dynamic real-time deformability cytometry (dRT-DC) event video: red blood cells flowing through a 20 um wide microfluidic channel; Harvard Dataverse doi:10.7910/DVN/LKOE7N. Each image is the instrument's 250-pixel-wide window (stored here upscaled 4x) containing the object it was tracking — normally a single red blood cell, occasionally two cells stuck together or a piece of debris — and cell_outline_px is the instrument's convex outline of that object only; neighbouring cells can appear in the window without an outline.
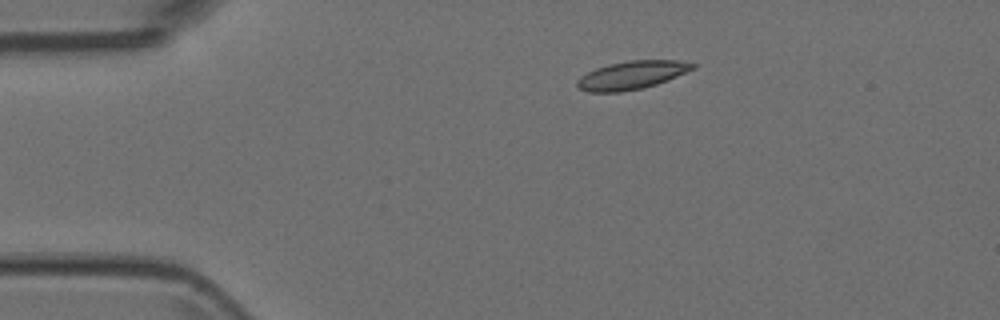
{"species": "Egyptian fruit bat (a non-hibernating species)", "species_latin": "Rousettus aegyptiacus", "temperature_condition": "room temperature", "stored_images_in_passage": 7, "camera_frame_rate_fps": 3000, "um_per_image_px": 0.085, "animal": {"sex": "female"}, "frame": {"image": 1, "passage_image": 2, "time_ms": 0.333, "image_size_px": [1000, 320], "cell_outline_px": [[696, 68], [656, 84], [644, 88], [620, 92], [588, 92], [580, 88], [576, 84], [576, 80], [580, 76], [596, 68], [608, 64], [632, 60], [680, 60], [696, 64]], "centroid_in_image_um": [53.7, 6.38], "position_along_channel_um": 31.3, "area_um2": 18.96}}
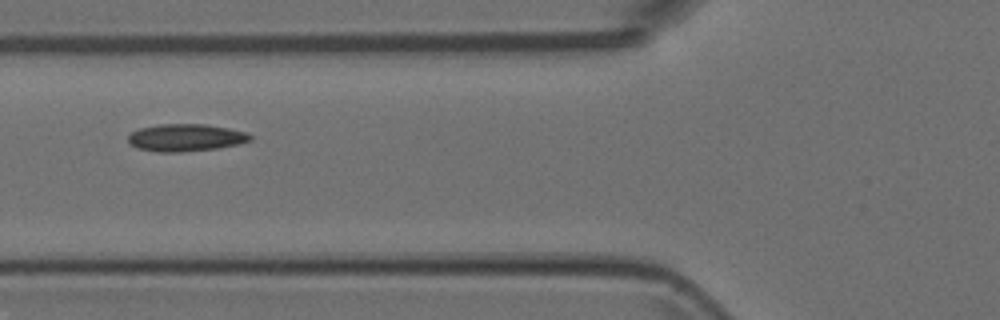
{"frame": {"image": 2, "passage_image": 5, "time_ms": 1.333, "image_size_px": [1000, 320], "cell_outline_px": [[252, 140], [240, 144], [216, 148], [180, 152], [156, 152], [136, 148], [128, 144], [128, 136], [132, 132], [140, 128], [160, 124], [208, 124], [228, 128], [244, 132], [252, 136]], "centroid_in_image_um": [15.76, 11.7], "position_along_channel_um": 110.0, "area_um2": 19.54}}
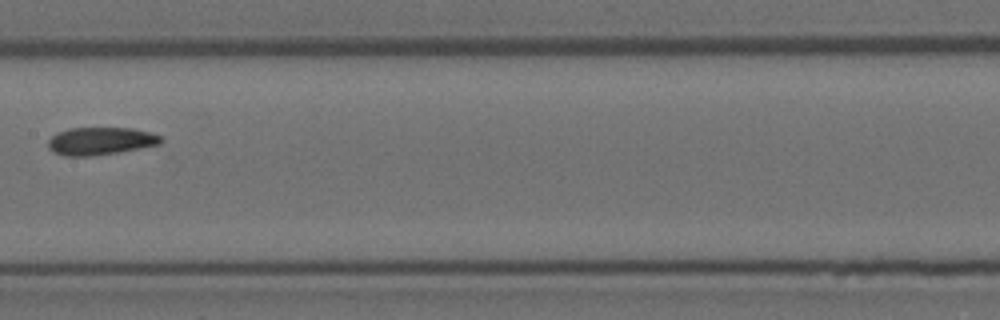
{"frame": {"image": 3, "passage_image": 7, "time_ms": 2.0, "image_size_px": [1000, 320], "cell_outline_px": [[164, 140], [160, 144], [116, 152], [92, 156], [64, 156], [52, 152], [48, 148], [48, 140], [52, 136], [68, 128], [132, 128], [148, 132], [160, 136]], "centroid_in_image_um": [8.51, 11.99], "position_along_channel_um": 198.9, "area_um2": 18.03}}